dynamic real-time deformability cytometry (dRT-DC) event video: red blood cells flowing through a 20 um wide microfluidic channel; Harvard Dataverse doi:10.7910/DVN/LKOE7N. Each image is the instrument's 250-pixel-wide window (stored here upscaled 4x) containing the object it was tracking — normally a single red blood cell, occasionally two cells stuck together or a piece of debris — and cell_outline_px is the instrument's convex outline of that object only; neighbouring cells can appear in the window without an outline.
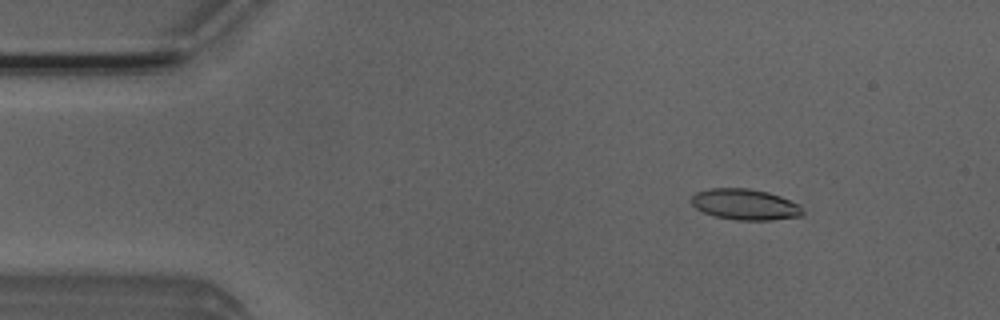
{"species": "Egyptian fruit bat (a non-hibernating species)", "species_latin": "Rousettus aegyptiacus", "temperature_condition": "room temperature", "stored_images_in_passage": 53, "camera_frame_rate_fps": 3000, "um_per_image_px": 0.085, "animal": {"sex": "male"}, "frame": {"image": 1, "passage_image": 7, "time_ms": 2.0, "image_size_px": [1000, 320], "cell_outline_px": [[804, 216], [772, 220], [736, 220], [716, 216], [704, 212], [696, 208], [692, 204], [692, 196], [696, 192], [708, 188], [748, 188], [768, 192], [780, 196], [800, 204], [804, 212]], "centroid_in_image_um": [63.37, 17.38], "position_along_channel_um": 21.6, "area_um2": 20.17}}
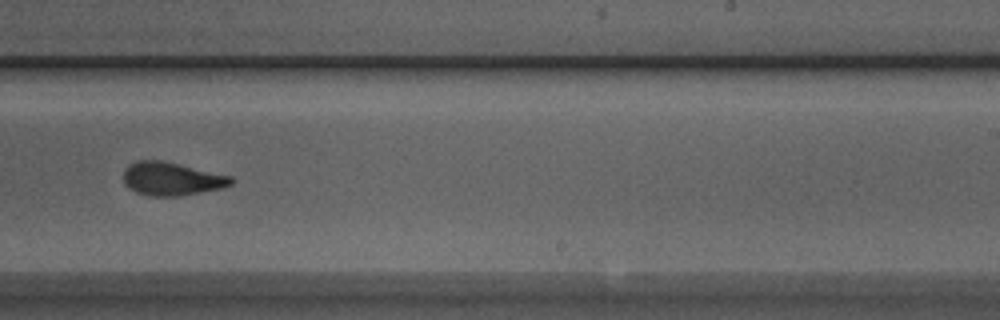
{"frame": {"image": 2, "passage_image": 32, "time_ms": 10.333, "image_size_px": [1000, 320], "cell_outline_px": [[236, 180], [232, 184], [224, 188], [180, 196], [152, 196], [136, 192], [128, 188], [124, 184], [124, 168], [128, 164], [136, 160], [160, 160], [180, 164], [232, 176]], "centroid_in_image_um": [14.6, 15.2], "position_along_channel_um": 274.4, "area_um2": 21.15}}
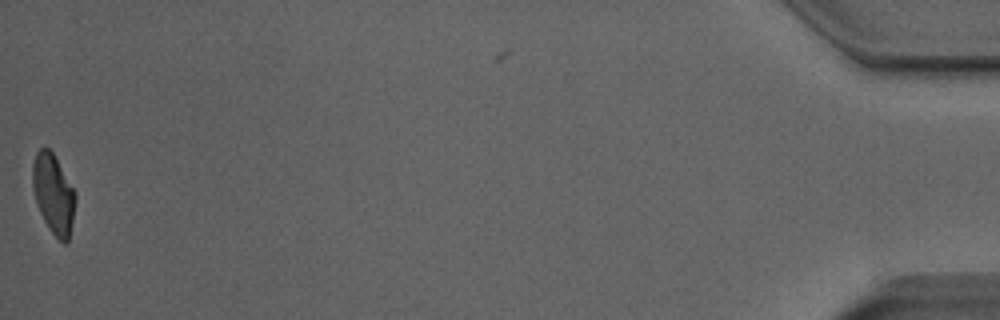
{"frame": {"image": 3, "passage_image": 52, "time_ms": 17.0, "image_size_px": [1000, 320], "cell_outline_px": [[76, 200], [68, 240], [64, 244], [48, 228], [40, 212], [32, 188], [32, 164], [36, 152], [40, 148], [48, 148], [52, 152], [76, 192]], "centroid_in_image_um": [4.53, 16.46], "position_along_channel_um": 430.7, "area_um2": 19.65}, "authors_computed_cell_mechanics": {"area_um2": 20.808, "velocity_mm_per_s": 3.9313, "shape_relaxation_time_tau1_ms": 4.6566, "shape_relaxation_time_tau2_ms": 2.1438, "deformation_change_tau1": 0.1588, "deformation_change_tau2": 0.0914}}